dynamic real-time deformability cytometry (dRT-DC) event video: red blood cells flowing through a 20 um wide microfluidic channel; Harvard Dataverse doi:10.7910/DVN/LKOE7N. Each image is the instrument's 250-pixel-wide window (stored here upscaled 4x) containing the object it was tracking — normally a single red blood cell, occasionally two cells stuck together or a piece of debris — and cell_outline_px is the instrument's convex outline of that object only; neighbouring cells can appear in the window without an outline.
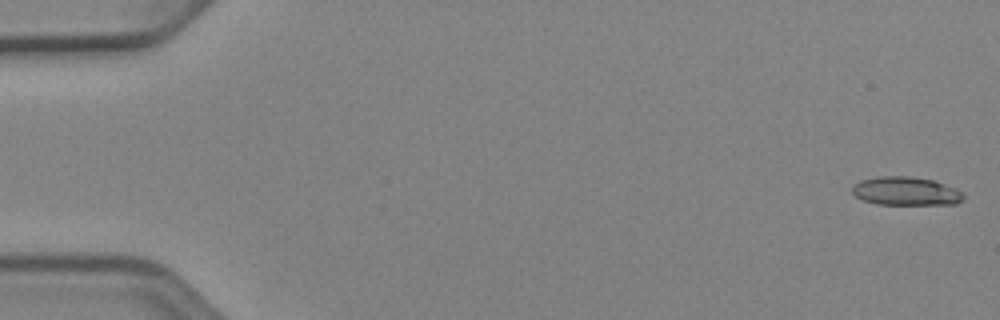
{"species": "Egyptian fruit bat (a non-hibernating species)", "species_latin": "Rousettus aegyptiacus", "temperature_condition": "cold", "stored_images_in_passage": 52, "camera_frame_rate_fps": 3000, "um_per_image_px": 0.085, "animal": {"sex": "female"}, "frame": {"image": 1, "passage_image": 1, "time_ms": 0.0, "image_size_px": [1000, 320], "cell_outline_px": [[964, 200], [956, 204], [876, 204], [864, 200], [856, 196], [852, 192], [852, 188], [860, 180], [880, 176], [912, 176], [932, 180], [964, 192]], "centroid_in_image_um": [77.02, 16.25], "position_along_channel_um": 8.0, "area_um2": 18.38}}
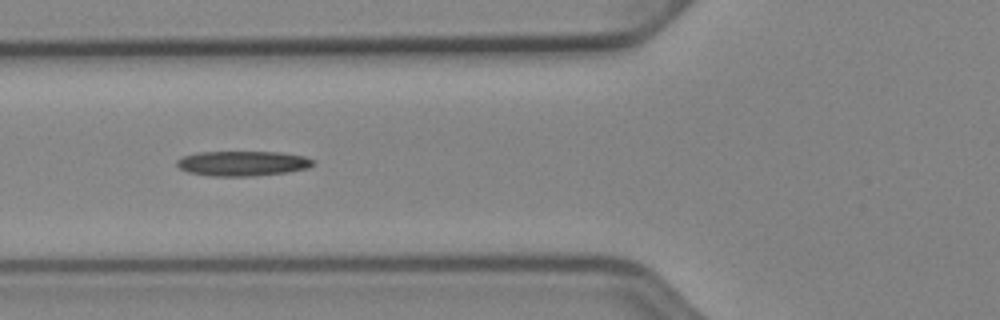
{"frame": {"image": 2, "passage_image": 20, "time_ms": 6.333, "image_size_px": [1000, 320], "cell_outline_px": [[316, 164], [308, 168], [288, 172], [252, 176], [208, 176], [188, 172], [180, 168], [176, 164], [176, 160], [184, 156], [196, 152], [280, 152], [304, 156], [312, 160]], "centroid_in_image_um": [20.61, 13.89], "position_along_channel_um": 105.2, "area_um2": 19.88}}
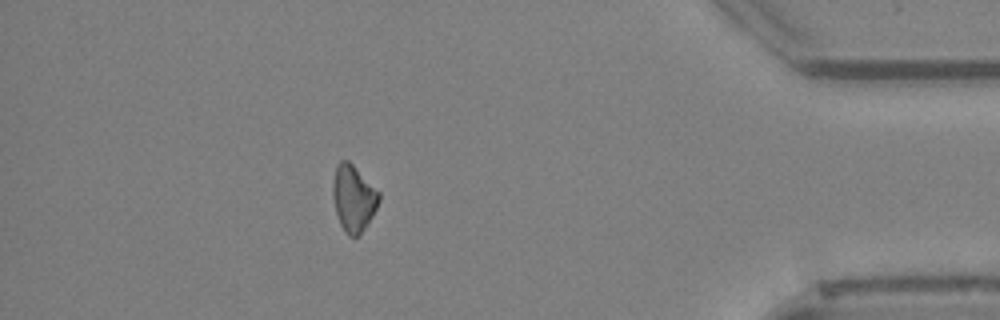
{"frame": {"image": 3, "passage_image": 46, "time_ms": 15.0, "image_size_px": [1000, 320], "cell_outline_px": [[380, 200], [372, 216], [364, 228], [356, 236], [348, 236], [344, 232], [340, 224], [336, 212], [332, 196], [332, 184], [336, 164], [340, 160], [348, 160], [380, 192]], "centroid_in_image_um": [30.02, 16.83], "position_along_channel_um": 405.2, "area_um2": 17.8}}